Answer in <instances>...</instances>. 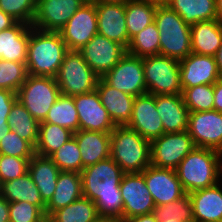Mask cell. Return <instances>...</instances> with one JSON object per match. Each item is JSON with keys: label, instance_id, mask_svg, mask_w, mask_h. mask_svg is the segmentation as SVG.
<instances>
[{"label": "cell", "instance_id": "1", "mask_svg": "<svg viewBox=\"0 0 222 222\" xmlns=\"http://www.w3.org/2000/svg\"><path fill=\"white\" fill-rule=\"evenodd\" d=\"M124 174L125 172L111 157L82 170L83 197L95 203L99 215L122 218L120 184Z\"/></svg>", "mask_w": 222, "mask_h": 222}, {"label": "cell", "instance_id": "2", "mask_svg": "<svg viewBox=\"0 0 222 222\" xmlns=\"http://www.w3.org/2000/svg\"><path fill=\"white\" fill-rule=\"evenodd\" d=\"M67 52L59 32L43 31L31 26L27 47V73L55 78Z\"/></svg>", "mask_w": 222, "mask_h": 222}, {"label": "cell", "instance_id": "3", "mask_svg": "<svg viewBox=\"0 0 222 222\" xmlns=\"http://www.w3.org/2000/svg\"><path fill=\"white\" fill-rule=\"evenodd\" d=\"M186 193L216 185L222 176V153L195 147L175 169Z\"/></svg>", "mask_w": 222, "mask_h": 222}, {"label": "cell", "instance_id": "4", "mask_svg": "<svg viewBox=\"0 0 222 222\" xmlns=\"http://www.w3.org/2000/svg\"><path fill=\"white\" fill-rule=\"evenodd\" d=\"M151 141L127 126L110 133V157L125 173H141L151 165Z\"/></svg>", "mask_w": 222, "mask_h": 222}, {"label": "cell", "instance_id": "5", "mask_svg": "<svg viewBox=\"0 0 222 222\" xmlns=\"http://www.w3.org/2000/svg\"><path fill=\"white\" fill-rule=\"evenodd\" d=\"M154 22L159 31L160 55L181 61L192 53L190 25L165 3H158Z\"/></svg>", "mask_w": 222, "mask_h": 222}, {"label": "cell", "instance_id": "6", "mask_svg": "<svg viewBox=\"0 0 222 222\" xmlns=\"http://www.w3.org/2000/svg\"><path fill=\"white\" fill-rule=\"evenodd\" d=\"M98 75L78 51H68L55 76L60 93L76 96L96 90Z\"/></svg>", "mask_w": 222, "mask_h": 222}, {"label": "cell", "instance_id": "7", "mask_svg": "<svg viewBox=\"0 0 222 222\" xmlns=\"http://www.w3.org/2000/svg\"><path fill=\"white\" fill-rule=\"evenodd\" d=\"M142 63L147 93L182 94L179 61L158 54L142 58Z\"/></svg>", "mask_w": 222, "mask_h": 222}, {"label": "cell", "instance_id": "8", "mask_svg": "<svg viewBox=\"0 0 222 222\" xmlns=\"http://www.w3.org/2000/svg\"><path fill=\"white\" fill-rule=\"evenodd\" d=\"M16 95L27 111L42 122L61 93L55 78L28 74Z\"/></svg>", "mask_w": 222, "mask_h": 222}, {"label": "cell", "instance_id": "9", "mask_svg": "<svg viewBox=\"0 0 222 222\" xmlns=\"http://www.w3.org/2000/svg\"><path fill=\"white\" fill-rule=\"evenodd\" d=\"M195 147L187 130L164 133L151 141V165L175 170Z\"/></svg>", "mask_w": 222, "mask_h": 222}, {"label": "cell", "instance_id": "10", "mask_svg": "<svg viewBox=\"0 0 222 222\" xmlns=\"http://www.w3.org/2000/svg\"><path fill=\"white\" fill-rule=\"evenodd\" d=\"M101 79L112 88L134 97L147 93L142 58L129 53Z\"/></svg>", "mask_w": 222, "mask_h": 222}, {"label": "cell", "instance_id": "11", "mask_svg": "<svg viewBox=\"0 0 222 222\" xmlns=\"http://www.w3.org/2000/svg\"><path fill=\"white\" fill-rule=\"evenodd\" d=\"M59 33L68 51L80 50L98 34L96 3L86 2L68 20Z\"/></svg>", "mask_w": 222, "mask_h": 222}, {"label": "cell", "instance_id": "12", "mask_svg": "<svg viewBox=\"0 0 222 222\" xmlns=\"http://www.w3.org/2000/svg\"><path fill=\"white\" fill-rule=\"evenodd\" d=\"M122 219L153 213L155 203L142 173H125L120 184Z\"/></svg>", "mask_w": 222, "mask_h": 222}, {"label": "cell", "instance_id": "13", "mask_svg": "<svg viewBox=\"0 0 222 222\" xmlns=\"http://www.w3.org/2000/svg\"><path fill=\"white\" fill-rule=\"evenodd\" d=\"M78 52L98 77L101 78L117 65L127 53V49L118 42L96 34Z\"/></svg>", "mask_w": 222, "mask_h": 222}, {"label": "cell", "instance_id": "14", "mask_svg": "<svg viewBox=\"0 0 222 222\" xmlns=\"http://www.w3.org/2000/svg\"><path fill=\"white\" fill-rule=\"evenodd\" d=\"M187 132L196 147L222 153V113L215 110L190 112Z\"/></svg>", "mask_w": 222, "mask_h": 222}, {"label": "cell", "instance_id": "15", "mask_svg": "<svg viewBox=\"0 0 222 222\" xmlns=\"http://www.w3.org/2000/svg\"><path fill=\"white\" fill-rule=\"evenodd\" d=\"M86 2L85 0H37L32 26L43 31L59 32Z\"/></svg>", "mask_w": 222, "mask_h": 222}, {"label": "cell", "instance_id": "16", "mask_svg": "<svg viewBox=\"0 0 222 222\" xmlns=\"http://www.w3.org/2000/svg\"><path fill=\"white\" fill-rule=\"evenodd\" d=\"M141 173L156 206L176 201L187 194L173 169L149 165Z\"/></svg>", "mask_w": 222, "mask_h": 222}, {"label": "cell", "instance_id": "17", "mask_svg": "<svg viewBox=\"0 0 222 222\" xmlns=\"http://www.w3.org/2000/svg\"><path fill=\"white\" fill-rule=\"evenodd\" d=\"M78 112L79 130L111 133L116 127L102 105L97 91L73 96Z\"/></svg>", "mask_w": 222, "mask_h": 222}, {"label": "cell", "instance_id": "18", "mask_svg": "<svg viewBox=\"0 0 222 222\" xmlns=\"http://www.w3.org/2000/svg\"><path fill=\"white\" fill-rule=\"evenodd\" d=\"M127 127L149 141L164 134L162 120L155 105V95L146 93L135 97L131 121Z\"/></svg>", "mask_w": 222, "mask_h": 222}, {"label": "cell", "instance_id": "19", "mask_svg": "<svg viewBox=\"0 0 222 222\" xmlns=\"http://www.w3.org/2000/svg\"><path fill=\"white\" fill-rule=\"evenodd\" d=\"M182 89L211 84L221 78L213 56L189 54L179 61Z\"/></svg>", "mask_w": 222, "mask_h": 222}, {"label": "cell", "instance_id": "20", "mask_svg": "<svg viewBox=\"0 0 222 222\" xmlns=\"http://www.w3.org/2000/svg\"><path fill=\"white\" fill-rule=\"evenodd\" d=\"M98 34L126 49L130 40L125 19V3H96Z\"/></svg>", "mask_w": 222, "mask_h": 222}, {"label": "cell", "instance_id": "21", "mask_svg": "<svg viewBox=\"0 0 222 222\" xmlns=\"http://www.w3.org/2000/svg\"><path fill=\"white\" fill-rule=\"evenodd\" d=\"M96 91L115 126H127L131 121L135 97L107 85L98 79Z\"/></svg>", "mask_w": 222, "mask_h": 222}, {"label": "cell", "instance_id": "22", "mask_svg": "<svg viewBox=\"0 0 222 222\" xmlns=\"http://www.w3.org/2000/svg\"><path fill=\"white\" fill-rule=\"evenodd\" d=\"M155 105L164 133L187 130L190 111L183 102L182 94L155 95Z\"/></svg>", "mask_w": 222, "mask_h": 222}, {"label": "cell", "instance_id": "23", "mask_svg": "<svg viewBox=\"0 0 222 222\" xmlns=\"http://www.w3.org/2000/svg\"><path fill=\"white\" fill-rule=\"evenodd\" d=\"M216 185L189 193L194 222L222 221V189Z\"/></svg>", "mask_w": 222, "mask_h": 222}, {"label": "cell", "instance_id": "24", "mask_svg": "<svg viewBox=\"0 0 222 222\" xmlns=\"http://www.w3.org/2000/svg\"><path fill=\"white\" fill-rule=\"evenodd\" d=\"M31 25L16 22L0 31V59L26 63Z\"/></svg>", "mask_w": 222, "mask_h": 222}, {"label": "cell", "instance_id": "25", "mask_svg": "<svg viewBox=\"0 0 222 222\" xmlns=\"http://www.w3.org/2000/svg\"><path fill=\"white\" fill-rule=\"evenodd\" d=\"M73 137L79 146L83 169L110 157V133L78 130Z\"/></svg>", "mask_w": 222, "mask_h": 222}, {"label": "cell", "instance_id": "26", "mask_svg": "<svg viewBox=\"0 0 222 222\" xmlns=\"http://www.w3.org/2000/svg\"><path fill=\"white\" fill-rule=\"evenodd\" d=\"M192 53L215 57L222 43V23L218 19L191 25Z\"/></svg>", "mask_w": 222, "mask_h": 222}, {"label": "cell", "instance_id": "27", "mask_svg": "<svg viewBox=\"0 0 222 222\" xmlns=\"http://www.w3.org/2000/svg\"><path fill=\"white\" fill-rule=\"evenodd\" d=\"M83 197L81 173L60 171L56 189L46 204L45 217Z\"/></svg>", "mask_w": 222, "mask_h": 222}, {"label": "cell", "instance_id": "28", "mask_svg": "<svg viewBox=\"0 0 222 222\" xmlns=\"http://www.w3.org/2000/svg\"><path fill=\"white\" fill-rule=\"evenodd\" d=\"M28 172L47 204L55 192L59 168L49 157L35 154L29 161Z\"/></svg>", "mask_w": 222, "mask_h": 222}, {"label": "cell", "instance_id": "29", "mask_svg": "<svg viewBox=\"0 0 222 222\" xmlns=\"http://www.w3.org/2000/svg\"><path fill=\"white\" fill-rule=\"evenodd\" d=\"M0 194L10 203L26 201L37 206L44 214L46 203L29 172L17 179L0 184Z\"/></svg>", "mask_w": 222, "mask_h": 222}, {"label": "cell", "instance_id": "30", "mask_svg": "<svg viewBox=\"0 0 222 222\" xmlns=\"http://www.w3.org/2000/svg\"><path fill=\"white\" fill-rule=\"evenodd\" d=\"M188 25L218 19L216 0H168L165 2Z\"/></svg>", "mask_w": 222, "mask_h": 222}, {"label": "cell", "instance_id": "31", "mask_svg": "<svg viewBox=\"0 0 222 222\" xmlns=\"http://www.w3.org/2000/svg\"><path fill=\"white\" fill-rule=\"evenodd\" d=\"M158 3L154 0H128L125 2V19L129 40L154 22Z\"/></svg>", "mask_w": 222, "mask_h": 222}, {"label": "cell", "instance_id": "32", "mask_svg": "<svg viewBox=\"0 0 222 222\" xmlns=\"http://www.w3.org/2000/svg\"><path fill=\"white\" fill-rule=\"evenodd\" d=\"M73 136L69 129L47 122H39L35 154L49 157Z\"/></svg>", "mask_w": 222, "mask_h": 222}, {"label": "cell", "instance_id": "33", "mask_svg": "<svg viewBox=\"0 0 222 222\" xmlns=\"http://www.w3.org/2000/svg\"><path fill=\"white\" fill-rule=\"evenodd\" d=\"M7 125L35 148L38 140L39 122L18 100L10 110Z\"/></svg>", "mask_w": 222, "mask_h": 222}, {"label": "cell", "instance_id": "34", "mask_svg": "<svg viewBox=\"0 0 222 222\" xmlns=\"http://www.w3.org/2000/svg\"><path fill=\"white\" fill-rule=\"evenodd\" d=\"M98 216L99 213L95 203L82 197L54 211L48 219L51 222H93Z\"/></svg>", "mask_w": 222, "mask_h": 222}, {"label": "cell", "instance_id": "35", "mask_svg": "<svg viewBox=\"0 0 222 222\" xmlns=\"http://www.w3.org/2000/svg\"><path fill=\"white\" fill-rule=\"evenodd\" d=\"M42 122L65 127L73 133L79 130L78 112L72 96L60 95Z\"/></svg>", "mask_w": 222, "mask_h": 222}, {"label": "cell", "instance_id": "36", "mask_svg": "<svg viewBox=\"0 0 222 222\" xmlns=\"http://www.w3.org/2000/svg\"><path fill=\"white\" fill-rule=\"evenodd\" d=\"M159 37L156 23L152 22L130 40L127 53L140 58L158 55L160 54Z\"/></svg>", "mask_w": 222, "mask_h": 222}, {"label": "cell", "instance_id": "37", "mask_svg": "<svg viewBox=\"0 0 222 222\" xmlns=\"http://www.w3.org/2000/svg\"><path fill=\"white\" fill-rule=\"evenodd\" d=\"M49 158L57 165L60 171L81 173L83 170L79 146L73 136L52 153Z\"/></svg>", "mask_w": 222, "mask_h": 222}, {"label": "cell", "instance_id": "38", "mask_svg": "<svg viewBox=\"0 0 222 222\" xmlns=\"http://www.w3.org/2000/svg\"><path fill=\"white\" fill-rule=\"evenodd\" d=\"M182 98L190 112L214 110V91L211 84L182 89Z\"/></svg>", "mask_w": 222, "mask_h": 222}, {"label": "cell", "instance_id": "39", "mask_svg": "<svg viewBox=\"0 0 222 222\" xmlns=\"http://www.w3.org/2000/svg\"><path fill=\"white\" fill-rule=\"evenodd\" d=\"M153 213L158 221L176 219L177 221L194 222L192 204L188 193L176 201L155 206Z\"/></svg>", "mask_w": 222, "mask_h": 222}, {"label": "cell", "instance_id": "40", "mask_svg": "<svg viewBox=\"0 0 222 222\" xmlns=\"http://www.w3.org/2000/svg\"><path fill=\"white\" fill-rule=\"evenodd\" d=\"M26 63L0 59V90L17 93L27 78Z\"/></svg>", "mask_w": 222, "mask_h": 222}, {"label": "cell", "instance_id": "41", "mask_svg": "<svg viewBox=\"0 0 222 222\" xmlns=\"http://www.w3.org/2000/svg\"><path fill=\"white\" fill-rule=\"evenodd\" d=\"M37 0H0V10L17 22L32 26Z\"/></svg>", "mask_w": 222, "mask_h": 222}, {"label": "cell", "instance_id": "42", "mask_svg": "<svg viewBox=\"0 0 222 222\" xmlns=\"http://www.w3.org/2000/svg\"><path fill=\"white\" fill-rule=\"evenodd\" d=\"M0 154L32 158L35 155V148L15 131L10 130L0 141Z\"/></svg>", "mask_w": 222, "mask_h": 222}, {"label": "cell", "instance_id": "43", "mask_svg": "<svg viewBox=\"0 0 222 222\" xmlns=\"http://www.w3.org/2000/svg\"><path fill=\"white\" fill-rule=\"evenodd\" d=\"M30 159L0 154V184L26 174Z\"/></svg>", "mask_w": 222, "mask_h": 222}, {"label": "cell", "instance_id": "44", "mask_svg": "<svg viewBox=\"0 0 222 222\" xmlns=\"http://www.w3.org/2000/svg\"><path fill=\"white\" fill-rule=\"evenodd\" d=\"M10 222H42L45 214L35 205L26 201L9 203Z\"/></svg>", "mask_w": 222, "mask_h": 222}, {"label": "cell", "instance_id": "45", "mask_svg": "<svg viewBox=\"0 0 222 222\" xmlns=\"http://www.w3.org/2000/svg\"><path fill=\"white\" fill-rule=\"evenodd\" d=\"M17 101L16 93L10 90H0V141L11 130L7 125L8 115Z\"/></svg>", "mask_w": 222, "mask_h": 222}, {"label": "cell", "instance_id": "46", "mask_svg": "<svg viewBox=\"0 0 222 222\" xmlns=\"http://www.w3.org/2000/svg\"><path fill=\"white\" fill-rule=\"evenodd\" d=\"M214 110L222 113V77L213 84Z\"/></svg>", "mask_w": 222, "mask_h": 222}, {"label": "cell", "instance_id": "47", "mask_svg": "<svg viewBox=\"0 0 222 222\" xmlns=\"http://www.w3.org/2000/svg\"><path fill=\"white\" fill-rule=\"evenodd\" d=\"M0 222H10L9 202L0 194Z\"/></svg>", "mask_w": 222, "mask_h": 222}, {"label": "cell", "instance_id": "48", "mask_svg": "<svg viewBox=\"0 0 222 222\" xmlns=\"http://www.w3.org/2000/svg\"><path fill=\"white\" fill-rule=\"evenodd\" d=\"M123 222H159L154 213L144 214L137 217H130L123 219Z\"/></svg>", "mask_w": 222, "mask_h": 222}, {"label": "cell", "instance_id": "49", "mask_svg": "<svg viewBox=\"0 0 222 222\" xmlns=\"http://www.w3.org/2000/svg\"><path fill=\"white\" fill-rule=\"evenodd\" d=\"M17 21L0 10V31L13 26Z\"/></svg>", "mask_w": 222, "mask_h": 222}, {"label": "cell", "instance_id": "50", "mask_svg": "<svg viewBox=\"0 0 222 222\" xmlns=\"http://www.w3.org/2000/svg\"><path fill=\"white\" fill-rule=\"evenodd\" d=\"M93 222H123L118 216L99 215Z\"/></svg>", "mask_w": 222, "mask_h": 222}, {"label": "cell", "instance_id": "51", "mask_svg": "<svg viewBox=\"0 0 222 222\" xmlns=\"http://www.w3.org/2000/svg\"><path fill=\"white\" fill-rule=\"evenodd\" d=\"M215 59H216L219 74L222 77V43H221V46L219 47V50L217 51L215 55Z\"/></svg>", "mask_w": 222, "mask_h": 222}, {"label": "cell", "instance_id": "52", "mask_svg": "<svg viewBox=\"0 0 222 222\" xmlns=\"http://www.w3.org/2000/svg\"><path fill=\"white\" fill-rule=\"evenodd\" d=\"M216 12L218 20L222 23V0H216Z\"/></svg>", "mask_w": 222, "mask_h": 222}, {"label": "cell", "instance_id": "53", "mask_svg": "<svg viewBox=\"0 0 222 222\" xmlns=\"http://www.w3.org/2000/svg\"><path fill=\"white\" fill-rule=\"evenodd\" d=\"M128 0H95L94 3H125Z\"/></svg>", "mask_w": 222, "mask_h": 222}, {"label": "cell", "instance_id": "54", "mask_svg": "<svg viewBox=\"0 0 222 222\" xmlns=\"http://www.w3.org/2000/svg\"><path fill=\"white\" fill-rule=\"evenodd\" d=\"M159 222H184V221H177L176 219H163V221H159Z\"/></svg>", "mask_w": 222, "mask_h": 222}, {"label": "cell", "instance_id": "55", "mask_svg": "<svg viewBox=\"0 0 222 222\" xmlns=\"http://www.w3.org/2000/svg\"><path fill=\"white\" fill-rule=\"evenodd\" d=\"M154 1H156L157 3H165V2H167L168 0H154Z\"/></svg>", "mask_w": 222, "mask_h": 222}, {"label": "cell", "instance_id": "56", "mask_svg": "<svg viewBox=\"0 0 222 222\" xmlns=\"http://www.w3.org/2000/svg\"><path fill=\"white\" fill-rule=\"evenodd\" d=\"M42 222H51V221L48 218H46Z\"/></svg>", "mask_w": 222, "mask_h": 222}, {"label": "cell", "instance_id": "57", "mask_svg": "<svg viewBox=\"0 0 222 222\" xmlns=\"http://www.w3.org/2000/svg\"><path fill=\"white\" fill-rule=\"evenodd\" d=\"M85 1H87V2H94L95 0H85Z\"/></svg>", "mask_w": 222, "mask_h": 222}]
</instances>
